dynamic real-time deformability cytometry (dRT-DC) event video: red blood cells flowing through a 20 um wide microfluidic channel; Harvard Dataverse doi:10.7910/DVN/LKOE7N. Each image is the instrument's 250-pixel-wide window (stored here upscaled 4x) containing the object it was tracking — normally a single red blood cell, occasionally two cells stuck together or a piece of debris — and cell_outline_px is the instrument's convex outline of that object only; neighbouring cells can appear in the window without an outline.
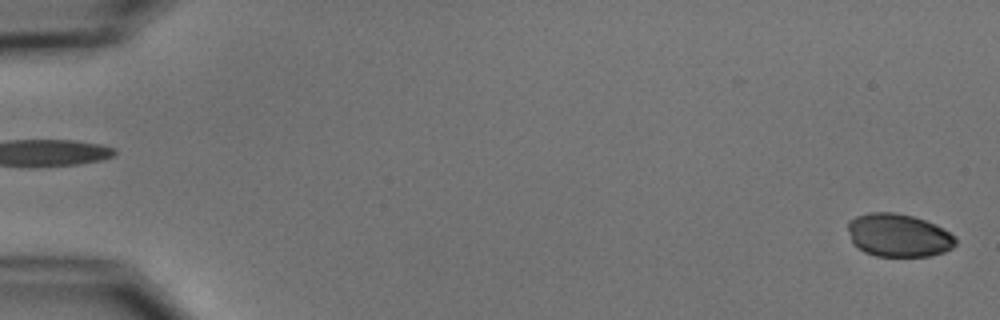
{"species": "common noctule bat (a hibernating species)", "species_latin": "Nyctalus noctula", "temperature_condition": "cold", "stored_images_in_passage": 5, "segment_of_instrument_passage": [2, 2], "camera_frame_rate_fps": 3000, "um_per_image_px": 0.085, "animal": {"sex": "male", "body_mass_g": 15.6}, "frame": {"image": 1, "passage_image": 5, "time_ms": 5.333, "image_size_px": [1000, 320], "cell_outline_px": [[956, 244], [952, 248], [944, 252], [928, 256], [876, 256], [864, 252], [852, 240], [848, 228], [848, 220], [856, 216], [868, 212], [896, 212], [912, 216], [936, 224], [944, 228], [956, 236]], "centroid_in_image_um": [76.4, 19.99], "position_along_channel_um": 8.6, "area_um2": 27.11}}